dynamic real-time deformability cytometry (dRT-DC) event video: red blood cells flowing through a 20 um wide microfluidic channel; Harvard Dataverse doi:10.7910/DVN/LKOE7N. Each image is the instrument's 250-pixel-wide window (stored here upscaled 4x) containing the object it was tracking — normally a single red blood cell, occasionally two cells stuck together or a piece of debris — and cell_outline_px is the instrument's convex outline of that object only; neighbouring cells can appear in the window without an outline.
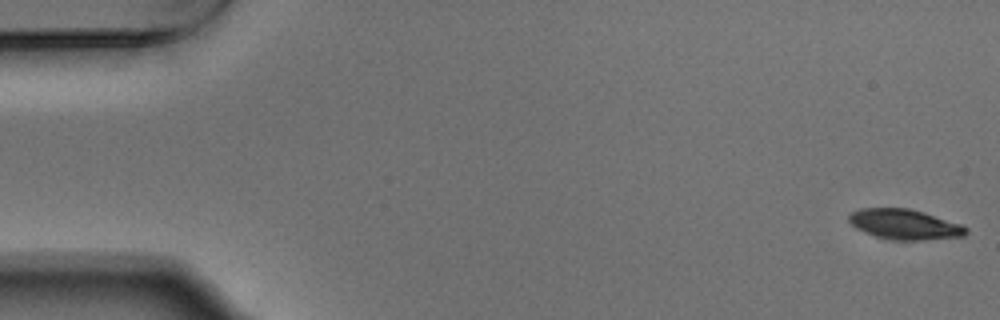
{"species": "Egyptian fruit bat (a non-hibernating species)", "species_latin": "Rousettus aegyptiacus", "temperature_condition": "warm", "stored_images_in_passage": 25, "camera_frame_rate_fps": 3000, "um_per_image_px": 0.085, "animal": {"sex": "male"}, "frame": {"image": 1, "passage_image": 1, "time_ms": 0.0, "image_size_px": [1000, 320], "cell_outline_px": [[968, 232], [964, 236], [920, 240], [896, 240], [876, 236], [864, 232], [856, 228], [848, 220], [848, 216], [852, 212], [860, 208], [912, 208], [960, 224], [968, 228]], "centroid_in_image_um": [76.89, 19.06], "position_along_channel_um": 8.1, "area_um2": 20.52}}
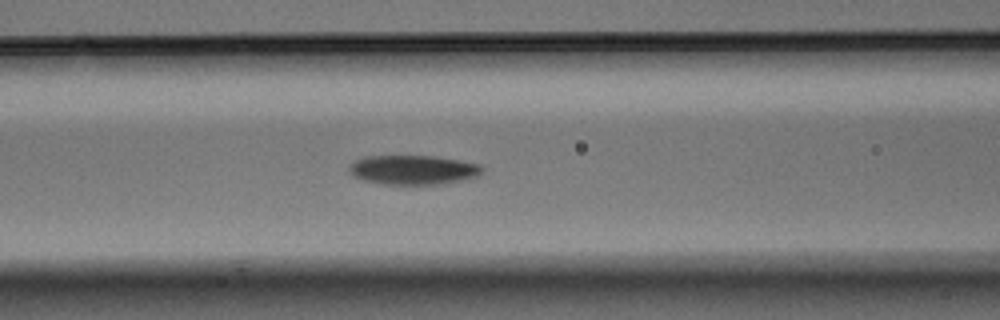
{"frame": {"image": 2, "passage_image": 22, "time_ms": 7.0, "image_size_px": [1000, 320], "cell_outline_px": [[484, 168], [476, 176], [464, 180], [440, 184], [380, 184], [364, 180], [352, 176], [348, 172], [348, 164], [364, 156], [432, 156], [480, 164]], "centroid_in_image_um": [35.05, 14.44], "position_along_channel_um": 131.6, "area_um2": 22.77}}
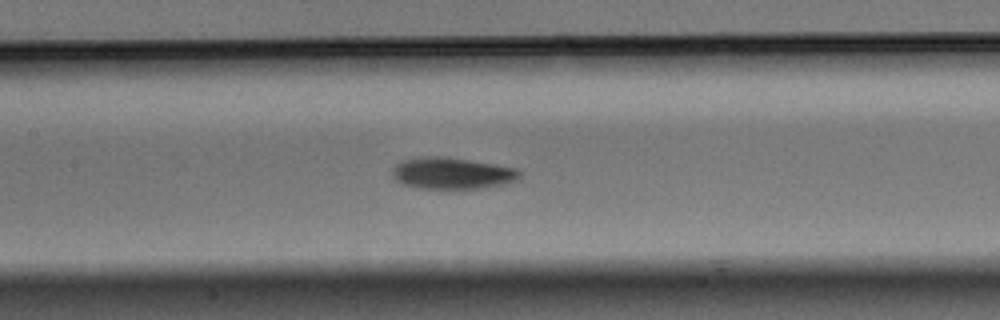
{"frame": {"image": 3, "passage_image": 25, "time_ms": 8.0, "image_size_px": [1000, 320], "cell_outline_px": [[520, 180], [504, 184], [464, 192], [420, 188], [404, 184], [396, 180], [392, 176], [392, 168], [400, 160], [416, 156], [448, 156], [516, 168], [520, 172]], "centroid_in_image_um": [38.42, 14.76], "position_along_channel_um": 169.0, "area_um2": 24.62}}